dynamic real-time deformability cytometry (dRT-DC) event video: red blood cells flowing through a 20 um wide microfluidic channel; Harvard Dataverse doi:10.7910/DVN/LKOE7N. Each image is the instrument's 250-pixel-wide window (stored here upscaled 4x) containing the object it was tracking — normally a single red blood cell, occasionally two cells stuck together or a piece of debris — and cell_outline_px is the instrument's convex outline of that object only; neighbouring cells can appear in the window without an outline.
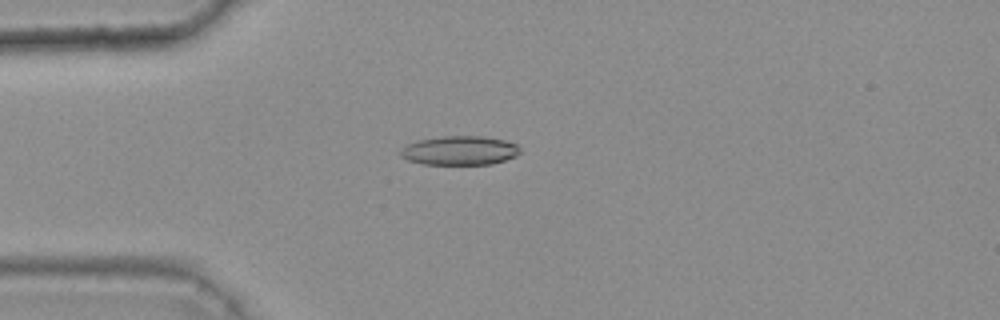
{"species": "common noctule bat (a hibernating species)", "species_latin": "Nyctalus noctula", "temperature_condition": "warm", "stored_images_in_passage": 39, "camera_frame_rate_fps": 3000, "um_per_image_px": 0.085, "animal": {"sex": "female", "body_mass_g": 25.1}, "frame": {"image": 1, "passage_image": 6, "time_ms": 1.667, "image_size_px": [1000, 320], "cell_outline_px": [[520, 152], [516, 156], [492, 164], [424, 164], [408, 160], [400, 156], [400, 152], [408, 144], [416, 140], [444, 136], [480, 136], [504, 140], [516, 144], [520, 148]], "centroid_in_image_um": [39.08, 12.79], "position_along_channel_um": 45.9, "area_um2": 20.11}}
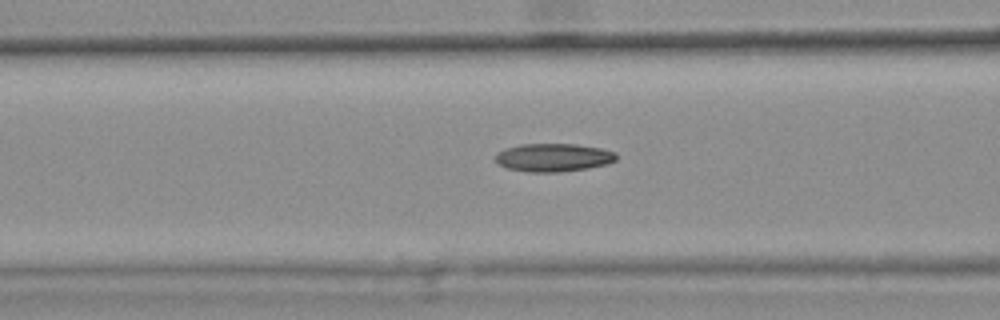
{"frame": {"image": 2, "passage_image": 13, "time_ms": 4.0, "image_size_px": [1000, 320], "cell_outline_px": [[616, 160], [608, 164], [588, 168], [560, 172], [528, 172], [508, 168], [500, 164], [496, 160], [496, 152], [504, 148], [520, 144], [576, 144], [600, 148], [616, 152]], "centroid_in_image_um": [47.04, 13.38], "position_along_channel_um": 119.6, "area_um2": 19.88}}
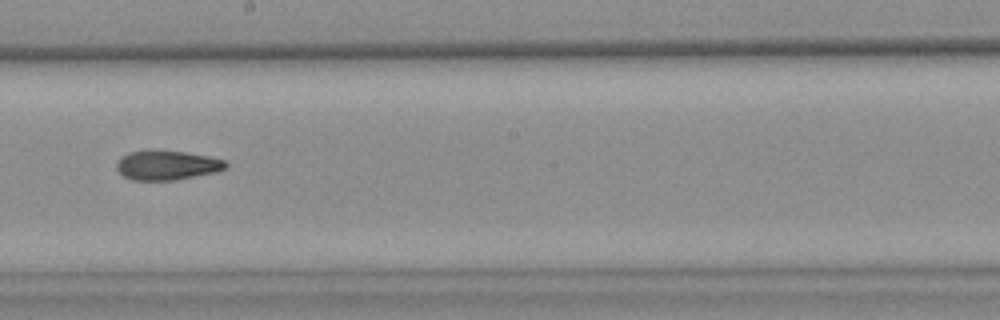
{"frame": {"image": 3, "passage_image": 22, "time_ms": 7.0, "image_size_px": [1000, 320], "cell_outline_px": [[228, 168], [216, 172], [172, 180], [132, 180], [124, 176], [116, 168], [116, 164], [120, 156], [128, 152], [148, 148], [156, 148], [184, 152], [208, 156], [224, 160], [228, 164]], "centroid_in_image_um": [14.15, 14.0], "position_along_channel_um": 234.0, "area_um2": 19.19}, "authors_computed_cell_mechanics": {"area_um2": 19.2474, "velocity_mm_per_s": 3.8211, "shape_relaxation_time_tau1_ms": null, "shape_relaxation_time_tau2_ms": 2.3751, "deformation_change_tau1": null, "deformation_change_tau2": 0.0969}}